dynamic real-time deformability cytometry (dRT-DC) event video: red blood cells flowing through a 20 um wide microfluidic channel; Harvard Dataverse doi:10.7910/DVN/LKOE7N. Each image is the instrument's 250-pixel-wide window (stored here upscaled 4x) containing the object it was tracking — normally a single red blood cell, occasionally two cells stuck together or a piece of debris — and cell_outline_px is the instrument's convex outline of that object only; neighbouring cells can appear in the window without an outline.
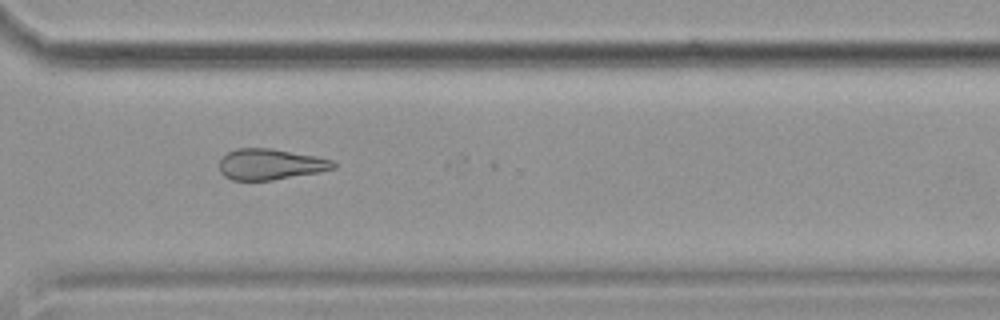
{"species": "common noctule bat (a hibernating species)", "species_latin": "Nyctalus noctula", "temperature_condition": "cold", "stored_images_in_passage": 38, "camera_frame_rate_fps": 3000, "um_per_image_px": 0.085, "animal": {"sex": "female", "body_mass_g": 19.9}, "frame": {"image": 1, "passage_image": 24, "time_ms": 7.667, "image_size_px": [1000, 320], "cell_outline_px": [[336, 168], [320, 172], [272, 180], [232, 180], [224, 176], [220, 172], [220, 160], [228, 152], [236, 148], [268, 148], [316, 156], [332, 160], [336, 164]], "centroid_in_image_um": [22.99, 13.97], "position_along_channel_um": 347.6, "area_um2": 20.46}}
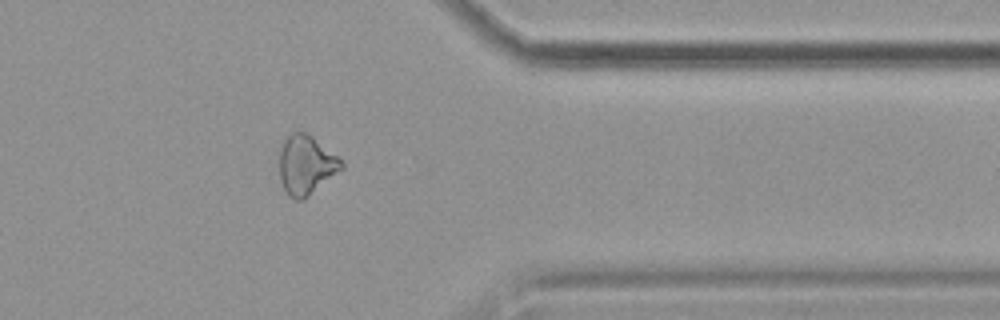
{"frame": {"image": 2, "passage_image": 28, "time_ms": 9.0, "image_size_px": [1000, 320], "cell_outline_px": [[344, 168], [304, 200], [296, 200], [288, 196], [280, 180], [280, 140], [292, 132], [304, 132], [312, 136], [336, 156], [344, 164]], "centroid_in_image_um": [25.98, 14.03], "position_along_channel_um": 385.4, "area_um2": 21.5}}